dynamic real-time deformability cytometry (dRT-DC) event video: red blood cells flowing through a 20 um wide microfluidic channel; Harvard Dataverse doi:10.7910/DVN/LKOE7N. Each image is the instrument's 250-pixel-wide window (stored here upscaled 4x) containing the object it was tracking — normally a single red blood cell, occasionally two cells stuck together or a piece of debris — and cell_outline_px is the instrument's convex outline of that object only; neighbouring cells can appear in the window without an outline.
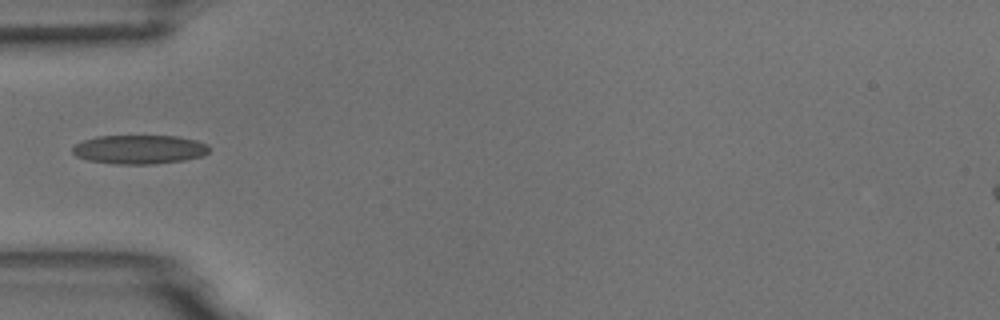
{"species": "common noctule bat (a hibernating species)", "species_latin": "Nyctalus noctula", "temperature_condition": "room temperature", "stored_images_in_passage": 1, "camera_frame_rate_fps": 3000, "um_per_image_px": 0.085, "animal": {"sex": "male", "body_mass_g": 18.8}, "frame": {"image": 1, "passage_image": 1, "time_ms": 0.0, "image_size_px": [1000, 320], "cell_outline_px": [[208, 152], [204, 156], [184, 160], [152, 164], [116, 164], [88, 160], [76, 156], [72, 152], [72, 148], [76, 144], [84, 140], [96, 136], [176, 136], [196, 140], [208, 144]], "centroid_in_image_um": [11.85, 12.7], "position_along_channel_um": 73.1, "area_um2": 23.06}}